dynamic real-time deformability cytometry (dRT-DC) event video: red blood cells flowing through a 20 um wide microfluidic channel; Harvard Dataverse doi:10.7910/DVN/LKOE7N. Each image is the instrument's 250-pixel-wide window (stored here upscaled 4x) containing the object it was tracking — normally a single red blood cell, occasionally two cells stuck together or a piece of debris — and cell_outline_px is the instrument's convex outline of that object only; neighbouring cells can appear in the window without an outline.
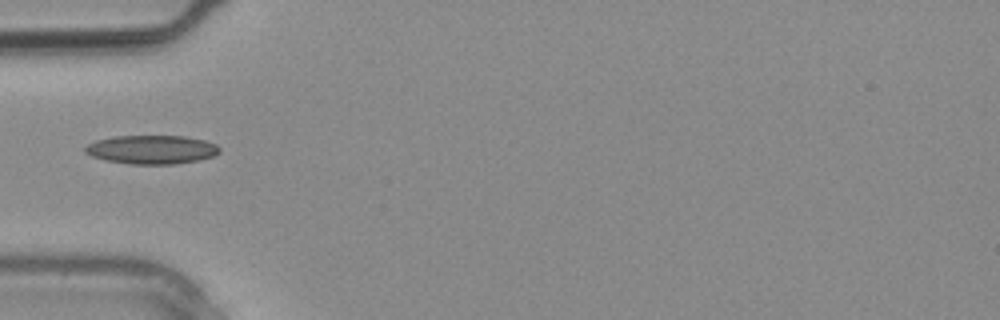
{"species": "common noctule bat (a hibernating species)", "species_latin": "Nyctalus noctula", "temperature_condition": "warm", "stored_images_in_passage": 3, "camera_frame_rate_fps": 3000, "um_per_image_px": 0.085, "animal": {"sex": "male", "body_mass_g": 20.4}, "frame": {"image": 1, "passage_image": 3, "time_ms": 0.667, "image_size_px": [1000, 320], "cell_outline_px": [[220, 152], [212, 156], [200, 160], [176, 164], [128, 164], [104, 160], [92, 156], [84, 152], [84, 148], [88, 144], [96, 140], [112, 136], [184, 136], [204, 140], [216, 144], [220, 148]], "centroid_in_image_um": [12.88, 12.72], "position_along_channel_um": 72.1, "area_um2": 22.66}}